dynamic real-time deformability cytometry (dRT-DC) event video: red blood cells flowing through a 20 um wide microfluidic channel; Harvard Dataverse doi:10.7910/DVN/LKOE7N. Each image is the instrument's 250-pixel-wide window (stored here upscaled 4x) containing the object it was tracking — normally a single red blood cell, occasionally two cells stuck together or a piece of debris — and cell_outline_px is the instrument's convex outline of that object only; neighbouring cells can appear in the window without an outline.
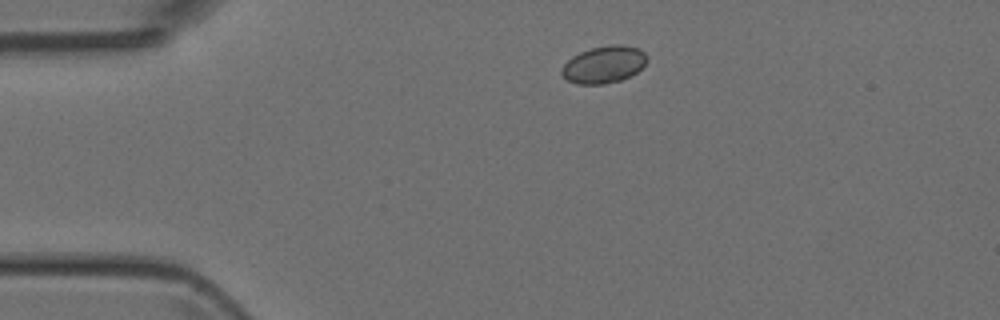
{"species": "Egyptian fruit bat (a non-hibernating species)", "species_latin": "Rousettus aegyptiacus", "temperature_condition": "room temperature", "stored_images_in_passage": 3, "camera_frame_rate_fps": 3000, "um_per_image_px": 0.085, "animal": {"sex": "female"}, "frame": {"image": 1, "passage_image": 2, "time_ms": 1.0, "image_size_px": [1000, 320], "cell_outline_px": [[648, 60], [636, 72], [620, 80], [604, 84], [576, 84], [568, 80], [560, 72], [564, 64], [572, 56], [580, 52], [592, 48], [612, 44], [624, 44], [640, 48], [648, 56]], "centroid_in_image_um": [51.34, 5.47], "position_along_channel_um": 33.7, "area_um2": 18.44}}
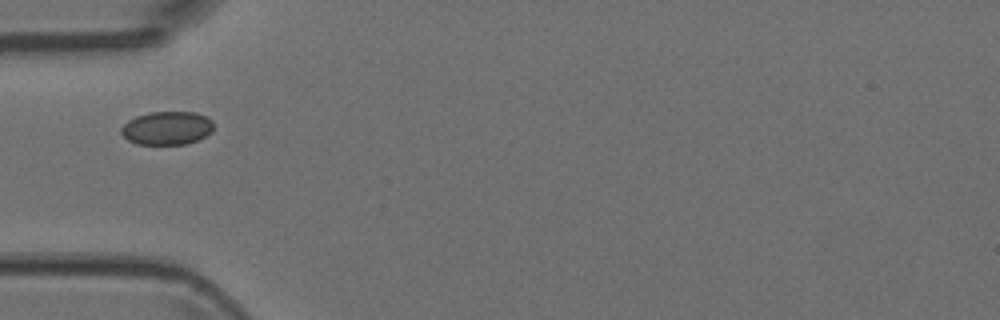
{"frame": {"image": 2, "passage_image": 3, "time_ms": 3.0, "image_size_px": [1000, 320], "cell_outline_px": [[212, 132], [188, 144], [136, 144], [128, 140], [120, 132], [120, 128], [128, 120], [136, 116], [148, 112], [196, 112], [212, 120]], "centroid_in_image_um": [14.16, 10.88], "position_along_channel_um": 70.8, "area_um2": 17.98}}